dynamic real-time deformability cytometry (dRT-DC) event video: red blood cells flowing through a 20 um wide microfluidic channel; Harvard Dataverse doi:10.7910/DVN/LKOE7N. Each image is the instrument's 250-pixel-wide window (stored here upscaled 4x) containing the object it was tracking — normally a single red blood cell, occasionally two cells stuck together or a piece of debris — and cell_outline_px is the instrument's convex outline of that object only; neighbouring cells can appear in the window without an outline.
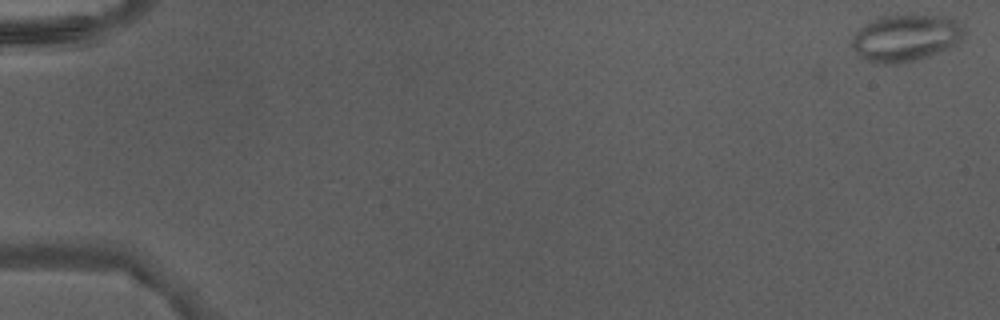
{"species": "Egyptian fruit bat (a non-hibernating species)", "species_latin": "Rousettus aegyptiacus", "temperature_condition": "warm", "stored_images_in_passage": 47, "camera_frame_rate_fps": 3000, "um_per_image_px": 0.085, "animal": {"sex": "male"}, "frame": {"image": 1, "passage_image": 1, "time_ms": 0.0, "image_size_px": [1000, 320], "cell_outline_px": [[964, 32], [960, 40], [956, 44], [948, 48], [912, 60], [896, 64], [876, 64], [860, 56], [856, 52], [852, 44], [852, 36], [860, 28], [872, 20], [884, 16], [948, 16], [964, 28]], "centroid_in_image_um": [76.95, 3.22], "position_along_channel_um": 8.0, "area_um2": 29.82}}
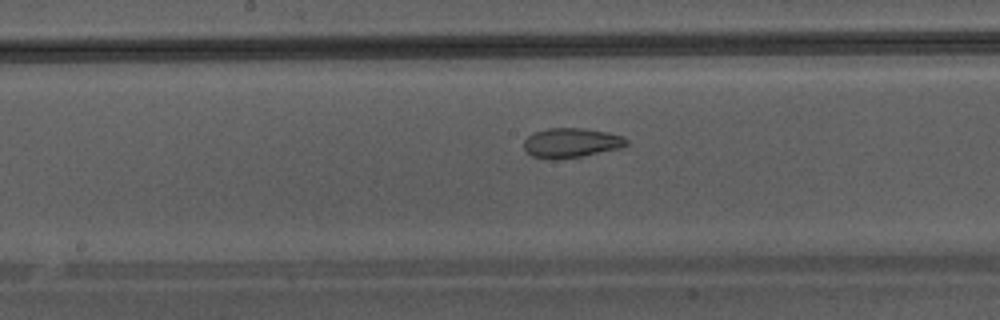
{"frame": {"image": 2, "passage_image": 26, "time_ms": 8.333, "image_size_px": [1000, 320], "cell_outline_px": [[628, 144], [620, 148], [580, 156], [556, 160], [552, 160], [532, 156], [524, 148], [524, 140], [532, 132], [548, 128], [580, 128], [608, 132], [624, 136], [628, 140]], "centroid_in_image_um": [48.54, 12.13], "position_along_channel_um": 199.7, "area_um2": 17.74}}
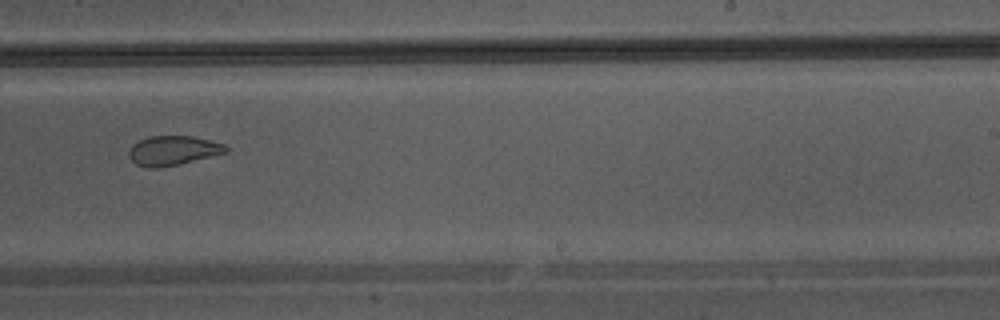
{"frame": {"image": 3, "passage_image": 31, "time_ms": 10.0, "image_size_px": [1000, 320], "cell_outline_px": [[228, 152], [180, 164], [160, 168], [148, 168], [136, 164], [128, 156], [128, 152], [132, 144], [148, 136], [192, 136], [224, 144], [228, 148]], "centroid_in_image_um": [14.68, 12.8], "position_along_channel_um": 274.3, "area_um2": 16.7}}